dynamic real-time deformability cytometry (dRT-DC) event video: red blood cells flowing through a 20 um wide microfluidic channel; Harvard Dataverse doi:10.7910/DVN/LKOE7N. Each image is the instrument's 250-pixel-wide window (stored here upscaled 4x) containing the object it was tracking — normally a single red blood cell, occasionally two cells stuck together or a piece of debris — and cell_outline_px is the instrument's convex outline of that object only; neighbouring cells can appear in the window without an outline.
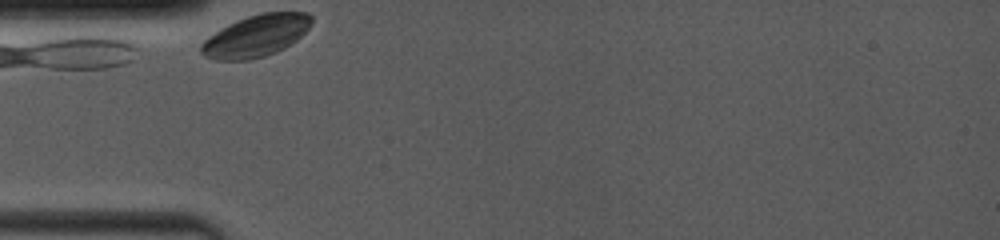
{"species": "common noctule bat (a hibernating species)", "species_latin": "Nyctalus noctula", "temperature_condition": "room temperature", "stored_images_in_passage": 11, "camera_frame_rate_fps": 4000, "um_per_image_px": 0.085, "animal": {"sex": "female", "body_mass_g": 19.0, "forearm_length_mm": 53.3}, "frame": {"image": 1, "passage_image": 1, "time_ms": 0.0, "image_size_px": [1000, 240], "cell_outline_px": [[312, 24], [296, 40], [284, 48], [276, 52], [264, 56], [248, 60], [216, 60], [204, 56], [200, 52], [200, 44], [208, 36], [220, 28], [236, 20], [260, 12], [308, 12], [312, 16]], "centroid_in_image_um": [21.74, 3.04], "position_along_channel_um": 63.3, "area_um2": 27.05}}
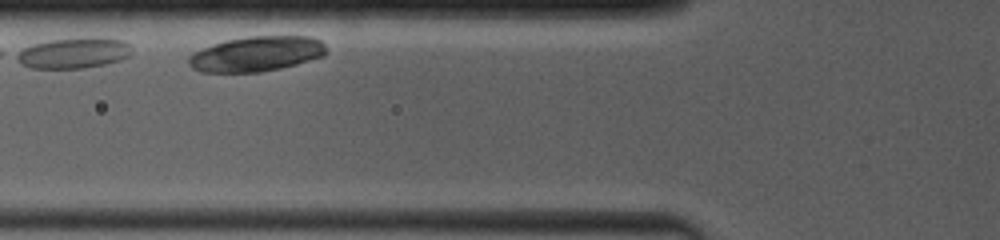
{"frame": {"image": 2, "passage_image": 4, "time_ms": 1.25, "image_size_px": [1000, 240], "cell_outline_px": [[328, 52], [324, 56], [296, 64], [280, 68], [260, 72], [200, 72], [192, 68], [188, 64], [188, 56], [192, 52], [212, 44], [224, 40], [248, 36], [312, 36], [320, 40], [328, 48]], "centroid_in_image_um": [21.8, 4.57], "position_along_channel_um": 104.0, "area_um2": 28.5}}